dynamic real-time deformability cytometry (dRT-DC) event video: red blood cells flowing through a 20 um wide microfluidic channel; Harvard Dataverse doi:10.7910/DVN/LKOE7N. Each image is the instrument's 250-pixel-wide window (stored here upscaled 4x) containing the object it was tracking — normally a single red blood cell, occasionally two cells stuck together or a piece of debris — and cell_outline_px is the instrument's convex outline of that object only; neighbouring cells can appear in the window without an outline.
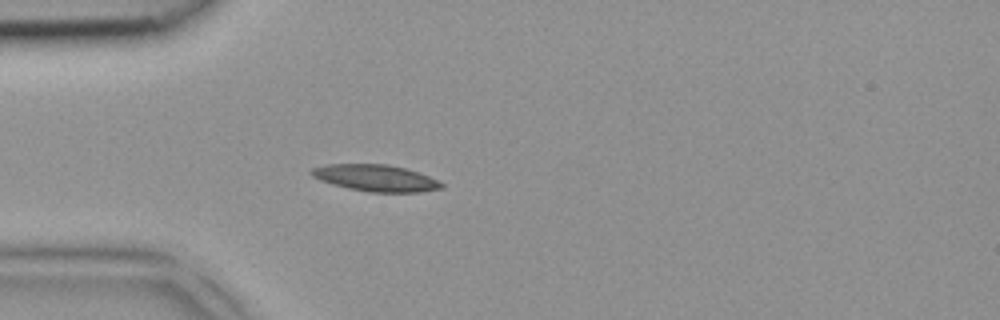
{"species": "common noctule bat (a hibernating species)", "species_latin": "Nyctalus noctula", "temperature_condition": "room temperature", "stored_images_in_passage": 1, "camera_frame_rate_fps": 3000, "um_per_image_px": 0.085, "animal": {"sex": "female", "body_mass_g": 18.4}, "frame": {"image": 1, "passage_image": 1, "time_ms": 0.0, "image_size_px": [1000, 320], "cell_outline_px": [[444, 188], [420, 192], [368, 192], [348, 188], [332, 184], [320, 180], [312, 176], [308, 172], [312, 168], [324, 164], [388, 164], [420, 172], [444, 184]], "centroid_in_image_um": [31.91, 15.13], "position_along_channel_um": 53.1, "area_um2": 20.29}}